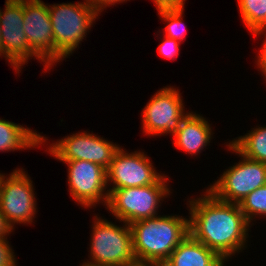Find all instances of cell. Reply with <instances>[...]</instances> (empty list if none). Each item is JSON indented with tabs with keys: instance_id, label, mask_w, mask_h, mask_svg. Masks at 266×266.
<instances>
[{
	"instance_id": "7a4b0ae2",
	"label": "cell",
	"mask_w": 266,
	"mask_h": 266,
	"mask_svg": "<svg viewBox=\"0 0 266 266\" xmlns=\"http://www.w3.org/2000/svg\"><path fill=\"white\" fill-rule=\"evenodd\" d=\"M187 217L161 214L131 223L135 259L162 265L189 235V215Z\"/></svg>"
},
{
	"instance_id": "277c9868",
	"label": "cell",
	"mask_w": 266,
	"mask_h": 266,
	"mask_svg": "<svg viewBox=\"0 0 266 266\" xmlns=\"http://www.w3.org/2000/svg\"><path fill=\"white\" fill-rule=\"evenodd\" d=\"M48 11L55 49L64 58H68L80 48L79 44L86 40L89 30L101 15L85 0L78 3L48 4Z\"/></svg>"
},
{
	"instance_id": "ffe728a7",
	"label": "cell",
	"mask_w": 266,
	"mask_h": 266,
	"mask_svg": "<svg viewBox=\"0 0 266 266\" xmlns=\"http://www.w3.org/2000/svg\"><path fill=\"white\" fill-rule=\"evenodd\" d=\"M157 15L165 22L166 26L163 28V35L166 37L183 42L186 39L187 29L183 22L184 7L178 9L160 10ZM165 33V34H164Z\"/></svg>"
},
{
	"instance_id": "484cf974",
	"label": "cell",
	"mask_w": 266,
	"mask_h": 266,
	"mask_svg": "<svg viewBox=\"0 0 266 266\" xmlns=\"http://www.w3.org/2000/svg\"><path fill=\"white\" fill-rule=\"evenodd\" d=\"M13 231H14L13 227L9 224V222L7 221V219L4 217V215L0 210V238L1 237L8 238V236L11 235V233H14Z\"/></svg>"
},
{
	"instance_id": "cb8c5ba5",
	"label": "cell",
	"mask_w": 266,
	"mask_h": 266,
	"mask_svg": "<svg viewBox=\"0 0 266 266\" xmlns=\"http://www.w3.org/2000/svg\"><path fill=\"white\" fill-rule=\"evenodd\" d=\"M157 11L178 9L185 7V1L187 0H152Z\"/></svg>"
},
{
	"instance_id": "603a6c76",
	"label": "cell",
	"mask_w": 266,
	"mask_h": 266,
	"mask_svg": "<svg viewBox=\"0 0 266 266\" xmlns=\"http://www.w3.org/2000/svg\"><path fill=\"white\" fill-rule=\"evenodd\" d=\"M8 238H0V266H17L18 260Z\"/></svg>"
},
{
	"instance_id": "44dd1931",
	"label": "cell",
	"mask_w": 266,
	"mask_h": 266,
	"mask_svg": "<svg viewBox=\"0 0 266 266\" xmlns=\"http://www.w3.org/2000/svg\"><path fill=\"white\" fill-rule=\"evenodd\" d=\"M157 34L159 37L158 40H161L160 44L157 48V53L162 57L166 58L167 60H176L177 57L180 54V44L178 40H174L172 38L166 37L165 35H162L161 30L157 31Z\"/></svg>"
},
{
	"instance_id": "9a60e30c",
	"label": "cell",
	"mask_w": 266,
	"mask_h": 266,
	"mask_svg": "<svg viewBox=\"0 0 266 266\" xmlns=\"http://www.w3.org/2000/svg\"><path fill=\"white\" fill-rule=\"evenodd\" d=\"M162 266H227L215 251L207 248L190 233L174 249Z\"/></svg>"
},
{
	"instance_id": "3957f363",
	"label": "cell",
	"mask_w": 266,
	"mask_h": 266,
	"mask_svg": "<svg viewBox=\"0 0 266 266\" xmlns=\"http://www.w3.org/2000/svg\"><path fill=\"white\" fill-rule=\"evenodd\" d=\"M168 175H163L155 184L143 187L108 189L105 207L119 223L127 224L159 216V207L172 194ZM160 204V205H159Z\"/></svg>"
},
{
	"instance_id": "5b68a950",
	"label": "cell",
	"mask_w": 266,
	"mask_h": 266,
	"mask_svg": "<svg viewBox=\"0 0 266 266\" xmlns=\"http://www.w3.org/2000/svg\"><path fill=\"white\" fill-rule=\"evenodd\" d=\"M92 219L88 264L97 266H122L135 260L133 253L132 231L130 225L114 222L98 217Z\"/></svg>"
},
{
	"instance_id": "4fadbf2b",
	"label": "cell",
	"mask_w": 266,
	"mask_h": 266,
	"mask_svg": "<svg viewBox=\"0 0 266 266\" xmlns=\"http://www.w3.org/2000/svg\"><path fill=\"white\" fill-rule=\"evenodd\" d=\"M150 158L143 150L129 153L120 147L106 170L107 187L120 189L155 184L164 173L157 172Z\"/></svg>"
},
{
	"instance_id": "30bf717a",
	"label": "cell",
	"mask_w": 266,
	"mask_h": 266,
	"mask_svg": "<svg viewBox=\"0 0 266 266\" xmlns=\"http://www.w3.org/2000/svg\"><path fill=\"white\" fill-rule=\"evenodd\" d=\"M24 25L30 49L43 61V71L48 73L50 68L65 58L55 49L54 35L48 4L42 0H23Z\"/></svg>"
},
{
	"instance_id": "d4e9b609",
	"label": "cell",
	"mask_w": 266,
	"mask_h": 266,
	"mask_svg": "<svg viewBox=\"0 0 266 266\" xmlns=\"http://www.w3.org/2000/svg\"><path fill=\"white\" fill-rule=\"evenodd\" d=\"M89 5L95 8L100 14L106 9L107 7L114 6L115 4L124 3L125 1L130 0H85ZM111 5V6H110Z\"/></svg>"
},
{
	"instance_id": "f1b7e54d",
	"label": "cell",
	"mask_w": 266,
	"mask_h": 266,
	"mask_svg": "<svg viewBox=\"0 0 266 266\" xmlns=\"http://www.w3.org/2000/svg\"><path fill=\"white\" fill-rule=\"evenodd\" d=\"M80 266H97V265H92V264H88L86 262H83L82 264L80 263Z\"/></svg>"
},
{
	"instance_id": "5bb4252c",
	"label": "cell",
	"mask_w": 266,
	"mask_h": 266,
	"mask_svg": "<svg viewBox=\"0 0 266 266\" xmlns=\"http://www.w3.org/2000/svg\"><path fill=\"white\" fill-rule=\"evenodd\" d=\"M213 131L206 117L190 111L182 120L178 131L172 136L173 145L175 149L183 150L191 156H199L214 138Z\"/></svg>"
},
{
	"instance_id": "6da1fadb",
	"label": "cell",
	"mask_w": 266,
	"mask_h": 266,
	"mask_svg": "<svg viewBox=\"0 0 266 266\" xmlns=\"http://www.w3.org/2000/svg\"><path fill=\"white\" fill-rule=\"evenodd\" d=\"M187 199L189 232L196 240L226 262L247 249L252 224L239 204L220 201L207 189L200 197Z\"/></svg>"
},
{
	"instance_id": "4316f807",
	"label": "cell",
	"mask_w": 266,
	"mask_h": 266,
	"mask_svg": "<svg viewBox=\"0 0 266 266\" xmlns=\"http://www.w3.org/2000/svg\"><path fill=\"white\" fill-rule=\"evenodd\" d=\"M122 266H162L160 264L150 262V261H143V260H133L132 262H128L123 264Z\"/></svg>"
},
{
	"instance_id": "2e32d148",
	"label": "cell",
	"mask_w": 266,
	"mask_h": 266,
	"mask_svg": "<svg viewBox=\"0 0 266 266\" xmlns=\"http://www.w3.org/2000/svg\"><path fill=\"white\" fill-rule=\"evenodd\" d=\"M48 138L31 130L27 126L19 125L9 120L0 118V152L33 150L40 148L39 145H48ZM35 148V149H34ZM22 149V150H21Z\"/></svg>"
},
{
	"instance_id": "9c48e42d",
	"label": "cell",
	"mask_w": 266,
	"mask_h": 266,
	"mask_svg": "<svg viewBox=\"0 0 266 266\" xmlns=\"http://www.w3.org/2000/svg\"><path fill=\"white\" fill-rule=\"evenodd\" d=\"M121 146L103 137L80 131L49 143L47 151L57 161L85 160L108 169Z\"/></svg>"
},
{
	"instance_id": "8fae6325",
	"label": "cell",
	"mask_w": 266,
	"mask_h": 266,
	"mask_svg": "<svg viewBox=\"0 0 266 266\" xmlns=\"http://www.w3.org/2000/svg\"><path fill=\"white\" fill-rule=\"evenodd\" d=\"M67 165L68 192L80 207L95 209L100 203L106 207L109 197L107 172L91 161H60Z\"/></svg>"
},
{
	"instance_id": "ba28073f",
	"label": "cell",
	"mask_w": 266,
	"mask_h": 266,
	"mask_svg": "<svg viewBox=\"0 0 266 266\" xmlns=\"http://www.w3.org/2000/svg\"><path fill=\"white\" fill-rule=\"evenodd\" d=\"M180 90L172 86H163L147 102L141 111L142 132L144 135H174L184 117L190 112L185 105Z\"/></svg>"
},
{
	"instance_id": "83f0119b",
	"label": "cell",
	"mask_w": 266,
	"mask_h": 266,
	"mask_svg": "<svg viewBox=\"0 0 266 266\" xmlns=\"http://www.w3.org/2000/svg\"><path fill=\"white\" fill-rule=\"evenodd\" d=\"M0 27H1V25H0ZM2 56L4 58V49H3V44H2L1 28H0V57L2 58Z\"/></svg>"
},
{
	"instance_id": "52a82bcc",
	"label": "cell",
	"mask_w": 266,
	"mask_h": 266,
	"mask_svg": "<svg viewBox=\"0 0 266 266\" xmlns=\"http://www.w3.org/2000/svg\"><path fill=\"white\" fill-rule=\"evenodd\" d=\"M32 183L23 168H16L6 176L4 173L0 179V210L13 229L15 225L34 223L38 206Z\"/></svg>"
},
{
	"instance_id": "d6986e66",
	"label": "cell",
	"mask_w": 266,
	"mask_h": 266,
	"mask_svg": "<svg viewBox=\"0 0 266 266\" xmlns=\"http://www.w3.org/2000/svg\"><path fill=\"white\" fill-rule=\"evenodd\" d=\"M239 207L247 221L254 226V221L266 217V184L248 194ZM257 218V219H256Z\"/></svg>"
},
{
	"instance_id": "e0dca14e",
	"label": "cell",
	"mask_w": 266,
	"mask_h": 266,
	"mask_svg": "<svg viewBox=\"0 0 266 266\" xmlns=\"http://www.w3.org/2000/svg\"><path fill=\"white\" fill-rule=\"evenodd\" d=\"M259 126L251 128L245 135L238 136L228 142L244 157L266 164V126Z\"/></svg>"
},
{
	"instance_id": "7c38bea8",
	"label": "cell",
	"mask_w": 266,
	"mask_h": 266,
	"mask_svg": "<svg viewBox=\"0 0 266 266\" xmlns=\"http://www.w3.org/2000/svg\"><path fill=\"white\" fill-rule=\"evenodd\" d=\"M4 10L0 8L1 37L4 59L15 70V75L22 71L28 60L37 59L43 62L29 47L23 29V0H5Z\"/></svg>"
},
{
	"instance_id": "7402d4cb",
	"label": "cell",
	"mask_w": 266,
	"mask_h": 266,
	"mask_svg": "<svg viewBox=\"0 0 266 266\" xmlns=\"http://www.w3.org/2000/svg\"><path fill=\"white\" fill-rule=\"evenodd\" d=\"M250 34L253 35L254 38H257V36L262 37V35L265 37L261 43L259 52H257V54H259L255 56V64H257L256 67L258 68V71L261 72L264 80L266 81V27L257 29Z\"/></svg>"
},
{
	"instance_id": "8992f818",
	"label": "cell",
	"mask_w": 266,
	"mask_h": 266,
	"mask_svg": "<svg viewBox=\"0 0 266 266\" xmlns=\"http://www.w3.org/2000/svg\"><path fill=\"white\" fill-rule=\"evenodd\" d=\"M228 151L240 157L238 163L229 166L206 188L217 199L239 204L248 194L266 184V164L244 157L230 142H225Z\"/></svg>"
},
{
	"instance_id": "ac0fdd59",
	"label": "cell",
	"mask_w": 266,
	"mask_h": 266,
	"mask_svg": "<svg viewBox=\"0 0 266 266\" xmlns=\"http://www.w3.org/2000/svg\"><path fill=\"white\" fill-rule=\"evenodd\" d=\"M237 5L249 33L266 27V0H237Z\"/></svg>"
}]
</instances>
